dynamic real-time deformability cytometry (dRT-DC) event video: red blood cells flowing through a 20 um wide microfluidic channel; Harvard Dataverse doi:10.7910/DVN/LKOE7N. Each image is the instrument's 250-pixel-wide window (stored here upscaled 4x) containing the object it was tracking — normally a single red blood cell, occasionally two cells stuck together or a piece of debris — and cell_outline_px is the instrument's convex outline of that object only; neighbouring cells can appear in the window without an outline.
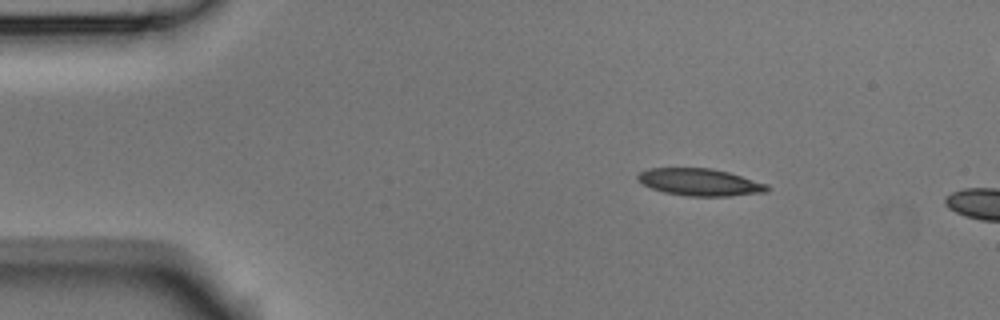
{"species": "Egyptian fruit bat (a non-hibernating species)", "species_latin": "Rousettus aegyptiacus", "temperature_condition": "room temperature", "stored_images_in_passage": 3, "camera_frame_rate_fps": 3000, "um_per_image_px": 0.085, "animal": {"sex": "male"}, "frame": {"image": 1, "passage_image": 1, "time_ms": 0.0, "image_size_px": [1000, 320], "cell_outline_px": [[772, 188], [768, 192], [732, 196], [688, 196], [664, 192], [652, 188], [644, 184], [636, 176], [640, 172], [648, 168], [712, 168], [728, 172], [768, 184]], "centroid_in_image_um": [59.55, 15.49], "position_along_channel_um": 25.4, "area_um2": 20.52}}